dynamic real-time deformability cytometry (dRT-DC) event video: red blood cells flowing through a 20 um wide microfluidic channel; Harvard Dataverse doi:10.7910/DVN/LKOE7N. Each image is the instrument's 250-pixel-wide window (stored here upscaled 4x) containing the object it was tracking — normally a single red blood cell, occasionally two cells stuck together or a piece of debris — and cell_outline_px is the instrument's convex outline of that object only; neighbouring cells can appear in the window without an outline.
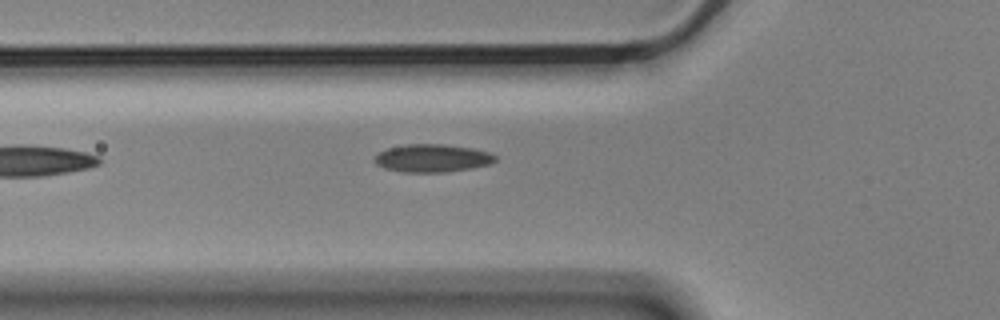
{"species": "Egyptian fruit bat (a non-hibernating species)", "species_latin": "Rousettus aegyptiacus", "temperature_condition": "cold", "stored_images_in_passage": 2, "camera_frame_rate_fps": 3000, "um_per_image_px": 0.085, "animal": {"sex": "male"}, "frame": {"image": 1, "passage_image": 2, "time_ms": 0.333, "image_size_px": [1000, 320], "cell_outline_px": [[496, 160], [488, 164], [472, 168], [444, 172], [404, 172], [384, 168], [376, 164], [372, 160], [380, 152], [388, 148], [404, 144], [444, 144], [472, 148], [488, 152], [496, 156]], "centroid_in_image_um": [36.72, 13.44], "position_along_channel_um": 89.1, "area_um2": 19.54}}